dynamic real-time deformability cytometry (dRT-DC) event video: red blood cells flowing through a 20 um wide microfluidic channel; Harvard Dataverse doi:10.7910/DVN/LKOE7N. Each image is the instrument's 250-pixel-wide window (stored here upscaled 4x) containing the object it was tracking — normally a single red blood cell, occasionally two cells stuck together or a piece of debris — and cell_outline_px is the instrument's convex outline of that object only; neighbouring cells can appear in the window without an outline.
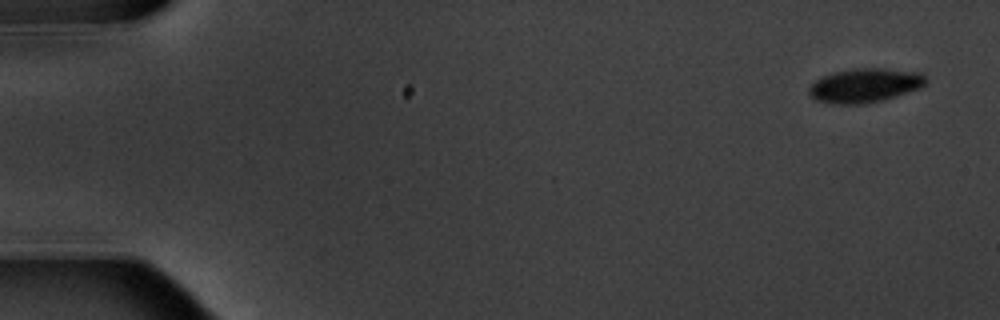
{"species": "common noctule bat (a hibernating species)", "species_latin": "Nyctalus noctula", "temperature_condition": "warm", "stored_images_in_passage": 15, "camera_frame_rate_fps": 3000, "um_per_image_px": 0.085, "animal": {"sex": "male", "body_mass_g": 20.1, "forearm_length_mm": 53.5}, "frame": {"image": 1, "passage_image": 1, "time_ms": 0.0, "image_size_px": [1000, 320], "cell_outline_px": [[928, 80], [920, 88], [896, 96], [880, 100], [860, 104], [840, 104], [816, 100], [808, 92], [808, 88], [816, 80], [832, 72], [856, 68], [884, 68], [920, 72]], "centroid_in_image_um": [73.53, 7.24], "position_along_channel_um": 11.5, "area_um2": 23.0}}
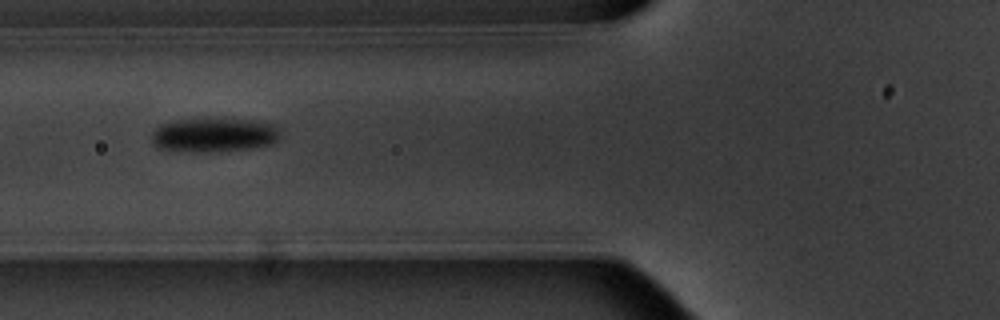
{"frame": {"image": 2, "passage_image": 6, "time_ms": 6.667, "image_size_px": [1000, 320], "cell_outline_px": [[280, 136], [272, 144], [248, 148], [208, 152], [192, 152], [160, 148], [152, 140], [152, 132], [160, 124], [176, 120], [252, 120], [276, 124], [280, 132]], "centroid_in_image_um": [18.21, 11.48], "position_along_channel_um": 107.6, "area_um2": 25.09}}
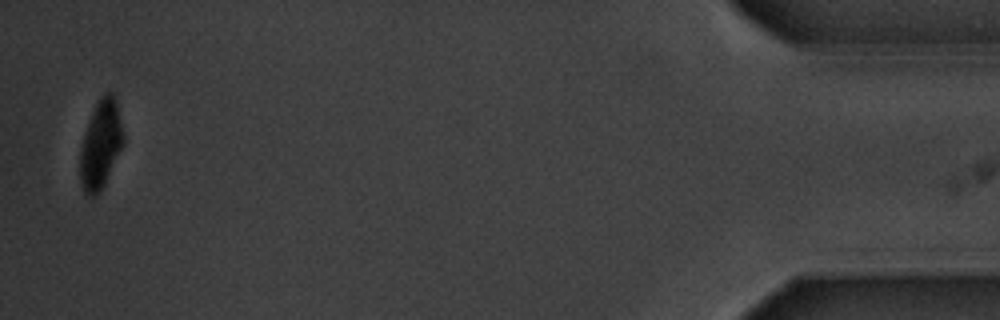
{"frame": {"image": 3, "passage_image": 15, "time_ms": 18.0, "image_size_px": [1000, 320], "cell_outline_px": [[124, 144], [104, 184], [92, 196], [88, 196], [84, 192], [80, 180], [80, 148], [84, 132], [92, 112], [100, 96], [104, 92], [112, 92], [116, 100], [124, 136]], "centroid_in_image_um": [8.56, 12.24], "position_along_channel_um": 426.6, "area_um2": 22.08}, "authors_computed_cell_mechanics": {"area_um2": 24.276, "velocity_mm_per_s": 3.5373, "shape_relaxation_time_tau1_ms": 3.0014, "shape_relaxation_time_tau2_ms": null, "deformation_change_tau1": 0.1181, "deformation_change_tau2": null}}